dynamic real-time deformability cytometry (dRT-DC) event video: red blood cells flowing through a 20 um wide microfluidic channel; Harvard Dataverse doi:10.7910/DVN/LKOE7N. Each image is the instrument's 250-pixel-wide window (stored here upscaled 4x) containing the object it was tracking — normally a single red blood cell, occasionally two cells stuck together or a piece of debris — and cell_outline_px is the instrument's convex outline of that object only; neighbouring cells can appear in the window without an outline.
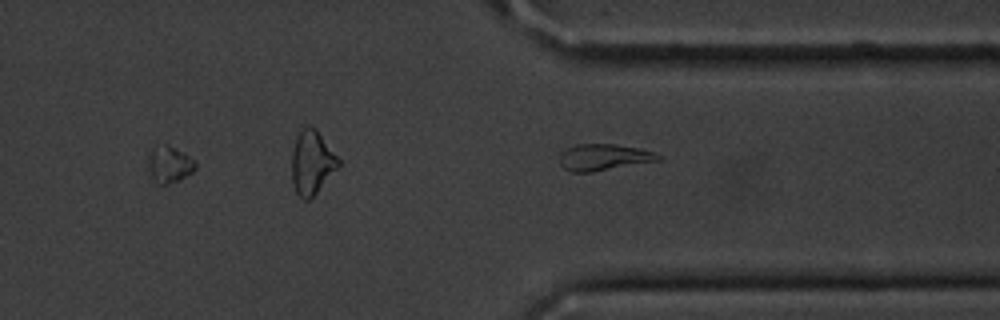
{"species": "common noctule bat (a hibernating species)", "species_latin": "Nyctalus noctula", "temperature_condition": "cold", "stored_images_in_passage": 12, "camera_frame_rate_fps": 3000, "um_per_image_px": 0.085, "animal": {"sex": "male", "body_mass_g": 20.1, "forearm_length_mm": 53.5}, "frame": {"image": 1, "passage_image": 12, "time_ms": 13.667, "image_size_px": [1000, 320], "cell_outline_px": [[660, 160], [592, 172], [572, 172], [564, 168], [560, 164], [560, 152], [564, 148], [576, 144], [616, 144], [640, 148], [652, 152], [660, 156]], "centroid_in_image_um": [51.26, 13.35], "position_along_channel_um": 360.1, "area_um2": 15.2}}